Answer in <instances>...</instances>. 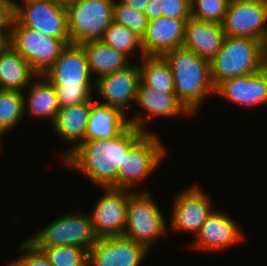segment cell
Masks as SVG:
<instances>
[{"label": "cell", "instance_id": "6da1fadb", "mask_svg": "<svg viewBox=\"0 0 267 266\" xmlns=\"http://www.w3.org/2000/svg\"><path fill=\"white\" fill-rule=\"evenodd\" d=\"M144 133L130 124L116 137L82 142L62 161L99 187L117 188L118 169L123 164L124 154H128L129 148Z\"/></svg>", "mask_w": 267, "mask_h": 266}, {"label": "cell", "instance_id": "7a4b0ae2", "mask_svg": "<svg viewBox=\"0 0 267 266\" xmlns=\"http://www.w3.org/2000/svg\"><path fill=\"white\" fill-rule=\"evenodd\" d=\"M168 62L178 99L194 115L210 94L215 95L210 60L184 47L163 55Z\"/></svg>", "mask_w": 267, "mask_h": 266}, {"label": "cell", "instance_id": "3957f363", "mask_svg": "<svg viewBox=\"0 0 267 266\" xmlns=\"http://www.w3.org/2000/svg\"><path fill=\"white\" fill-rule=\"evenodd\" d=\"M210 67L215 87L226 79L259 72L263 69L262 41L226 36Z\"/></svg>", "mask_w": 267, "mask_h": 266}, {"label": "cell", "instance_id": "277c9868", "mask_svg": "<svg viewBox=\"0 0 267 266\" xmlns=\"http://www.w3.org/2000/svg\"><path fill=\"white\" fill-rule=\"evenodd\" d=\"M98 239L90 215L75 211L59 216L26 240L35 248L72 245L89 251Z\"/></svg>", "mask_w": 267, "mask_h": 266}, {"label": "cell", "instance_id": "5b68a950", "mask_svg": "<svg viewBox=\"0 0 267 266\" xmlns=\"http://www.w3.org/2000/svg\"><path fill=\"white\" fill-rule=\"evenodd\" d=\"M155 134L145 132L129 148L128 154H124L123 164L118 169L117 188L133 191L134 185L147 180L165 159L166 149Z\"/></svg>", "mask_w": 267, "mask_h": 266}, {"label": "cell", "instance_id": "8992f818", "mask_svg": "<svg viewBox=\"0 0 267 266\" xmlns=\"http://www.w3.org/2000/svg\"><path fill=\"white\" fill-rule=\"evenodd\" d=\"M140 192L129 190L126 227L123 236L151 250L155 240L166 233L167 223L149 192Z\"/></svg>", "mask_w": 267, "mask_h": 266}, {"label": "cell", "instance_id": "52a82bcc", "mask_svg": "<svg viewBox=\"0 0 267 266\" xmlns=\"http://www.w3.org/2000/svg\"><path fill=\"white\" fill-rule=\"evenodd\" d=\"M66 8L71 43L101 40L113 21L114 0H79Z\"/></svg>", "mask_w": 267, "mask_h": 266}, {"label": "cell", "instance_id": "ba28073f", "mask_svg": "<svg viewBox=\"0 0 267 266\" xmlns=\"http://www.w3.org/2000/svg\"><path fill=\"white\" fill-rule=\"evenodd\" d=\"M11 45L38 74L43 75L67 45L63 40L24 27L14 20L9 37Z\"/></svg>", "mask_w": 267, "mask_h": 266}, {"label": "cell", "instance_id": "9c48e42d", "mask_svg": "<svg viewBox=\"0 0 267 266\" xmlns=\"http://www.w3.org/2000/svg\"><path fill=\"white\" fill-rule=\"evenodd\" d=\"M15 2V20L45 35L70 44L67 8L58 0H23Z\"/></svg>", "mask_w": 267, "mask_h": 266}, {"label": "cell", "instance_id": "30bf717a", "mask_svg": "<svg viewBox=\"0 0 267 266\" xmlns=\"http://www.w3.org/2000/svg\"><path fill=\"white\" fill-rule=\"evenodd\" d=\"M222 25L226 36L263 42L267 33V0L230 1Z\"/></svg>", "mask_w": 267, "mask_h": 266}, {"label": "cell", "instance_id": "8fae6325", "mask_svg": "<svg viewBox=\"0 0 267 266\" xmlns=\"http://www.w3.org/2000/svg\"><path fill=\"white\" fill-rule=\"evenodd\" d=\"M90 219L96 235L101 237L123 236L126 227L129 190L104 187Z\"/></svg>", "mask_w": 267, "mask_h": 266}, {"label": "cell", "instance_id": "7c38bea8", "mask_svg": "<svg viewBox=\"0 0 267 266\" xmlns=\"http://www.w3.org/2000/svg\"><path fill=\"white\" fill-rule=\"evenodd\" d=\"M43 76L54 87L92 88V76L81 44H67Z\"/></svg>", "mask_w": 267, "mask_h": 266}, {"label": "cell", "instance_id": "4fadbf2b", "mask_svg": "<svg viewBox=\"0 0 267 266\" xmlns=\"http://www.w3.org/2000/svg\"><path fill=\"white\" fill-rule=\"evenodd\" d=\"M139 84L138 63L134 62L124 69L96 77L93 91L99 92L98 95L105 101L103 104L120 109L124 113L129 106H134L132 102L136 100Z\"/></svg>", "mask_w": 267, "mask_h": 266}, {"label": "cell", "instance_id": "5bb4252c", "mask_svg": "<svg viewBox=\"0 0 267 266\" xmlns=\"http://www.w3.org/2000/svg\"><path fill=\"white\" fill-rule=\"evenodd\" d=\"M148 252L125 236L101 237L89 250L88 266H140Z\"/></svg>", "mask_w": 267, "mask_h": 266}, {"label": "cell", "instance_id": "9a60e30c", "mask_svg": "<svg viewBox=\"0 0 267 266\" xmlns=\"http://www.w3.org/2000/svg\"><path fill=\"white\" fill-rule=\"evenodd\" d=\"M211 198L197 185L177 194L173 203L171 226L173 230L197 235L201 226L214 211Z\"/></svg>", "mask_w": 267, "mask_h": 266}, {"label": "cell", "instance_id": "2e32d148", "mask_svg": "<svg viewBox=\"0 0 267 266\" xmlns=\"http://www.w3.org/2000/svg\"><path fill=\"white\" fill-rule=\"evenodd\" d=\"M145 115L126 118V113L101 103L100 99L91 101L86 141L97 139H109L121 134L130 124L148 133L145 125ZM147 130V131H146Z\"/></svg>", "mask_w": 267, "mask_h": 266}, {"label": "cell", "instance_id": "e0dca14e", "mask_svg": "<svg viewBox=\"0 0 267 266\" xmlns=\"http://www.w3.org/2000/svg\"><path fill=\"white\" fill-rule=\"evenodd\" d=\"M215 94L241 107H258L267 103V72L238 76L221 81Z\"/></svg>", "mask_w": 267, "mask_h": 266}, {"label": "cell", "instance_id": "ac0fdd59", "mask_svg": "<svg viewBox=\"0 0 267 266\" xmlns=\"http://www.w3.org/2000/svg\"><path fill=\"white\" fill-rule=\"evenodd\" d=\"M187 20L165 16L149 20L141 38L144 55L163 56L172 49L182 47Z\"/></svg>", "mask_w": 267, "mask_h": 266}, {"label": "cell", "instance_id": "d6986e66", "mask_svg": "<svg viewBox=\"0 0 267 266\" xmlns=\"http://www.w3.org/2000/svg\"><path fill=\"white\" fill-rule=\"evenodd\" d=\"M235 221L223 212L213 211L195 236L194 249L221 250L242 243L244 237Z\"/></svg>", "mask_w": 267, "mask_h": 266}, {"label": "cell", "instance_id": "ffe728a7", "mask_svg": "<svg viewBox=\"0 0 267 266\" xmlns=\"http://www.w3.org/2000/svg\"><path fill=\"white\" fill-rule=\"evenodd\" d=\"M225 37L222 24L190 17L185 23L182 47L211 61L222 48Z\"/></svg>", "mask_w": 267, "mask_h": 266}, {"label": "cell", "instance_id": "44dd1931", "mask_svg": "<svg viewBox=\"0 0 267 266\" xmlns=\"http://www.w3.org/2000/svg\"><path fill=\"white\" fill-rule=\"evenodd\" d=\"M90 111L91 101H88L62 107L57 112L52 128L65 141L72 142L70 149H67L66 153H63L62 160L78 145L86 141V130Z\"/></svg>", "mask_w": 267, "mask_h": 266}, {"label": "cell", "instance_id": "7402d4cb", "mask_svg": "<svg viewBox=\"0 0 267 266\" xmlns=\"http://www.w3.org/2000/svg\"><path fill=\"white\" fill-rule=\"evenodd\" d=\"M37 76L30 64L11 45L0 52V90L23 92Z\"/></svg>", "mask_w": 267, "mask_h": 266}, {"label": "cell", "instance_id": "603a6c76", "mask_svg": "<svg viewBox=\"0 0 267 266\" xmlns=\"http://www.w3.org/2000/svg\"><path fill=\"white\" fill-rule=\"evenodd\" d=\"M34 80L28 96L24 94V114L50 119L53 124L60 109L56 89L43 75Z\"/></svg>", "mask_w": 267, "mask_h": 266}, {"label": "cell", "instance_id": "cb8c5ba5", "mask_svg": "<svg viewBox=\"0 0 267 266\" xmlns=\"http://www.w3.org/2000/svg\"><path fill=\"white\" fill-rule=\"evenodd\" d=\"M138 103L140 107L146 110L148 117L164 116L177 117L179 115H189L192 113L178 99L176 93L157 92L140 82L137 90V96L134 104Z\"/></svg>", "mask_w": 267, "mask_h": 266}, {"label": "cell", "instance_id": "d4e9b609", "mask_svg": "<svg viewBox=\"0 0 267 266\" xmlns=\"http://www.w3.org/2000/svg\"><path fill=\"white\" fill-rule=\"evenodd\" d=\"M89 65L91 75L100 77L124 69L132 62L128 57L115 48L103 43L101 40L82 43Z\"/></svg>", "mask_w": 267, "mask_h": 266}, {"label": "cell", "instance_id": "484cf974", "mask_svg": "<svg viewBox=\"0 0 267 266\" xmlns=\"http://www.w3.org/2000/svg\"><path fill=\"white\" fill-rule=\"evenodd\" d=\"M143 59V60H142ZM140 82L157 92L175 93L170 66L163 56H147L138 61Z\"/></svg>", "mask_w": 267, "mask_h": 266}, {"label": "cell", "instance_id": "4316f807", "mask_svg": "<svg viewBox=\"0 0 267 266\" xmlns=\"http://www.w3.org/2000/svg\"><path fill=\"white\" fill-rule=\"evenodd\" d=\"M24 115V91L0 90V147L2 135L18 125Z\"/></svg>", "mask_w": 267, "mask_h": 266}, {"label": "cell", "instance_id": "83f0119b", "mask_svg": "<svg viewBox=\"0 0 267 266\" xmlns=\"http://www.w3.org/2000/svg\"><path fill=\"white\" fill-rule=\"evenodd\" d=\"M101 41L125 54L128 58L130 57V59L131 55L137 50L141 51V57L144 56L141 37L124 25L114 21L107 27Z\"/></svg>", "mask_w": 267, "mask_h": 266}, {"label": "cell", "instance_id": "f1b7e54d", "mask_svg": "<svg viewBox=\"0 0 267 266\" xmlns=\"http://www.w3.org/2000/svg\"><path fill=\"white\" fill-rule=\"evenodd\" d=\"M42 251L52 266H88L89 251L78 246L64 245L36 248Z\"/></svg>", "mask_w": 267, "mask_h": 266}, {"label": "cell", "instance_id": "f546056e", "mask_svg": "<svg viewBox=\"0 0 267 266\" xmlns=\"http://www.w3.org/2000/svg\"><path fill=\"white\" fill-rule=\"evenodd\" d=\"M228 5V0H191V17L223 24Z\"/></svg>", "mask_w": 267, "mask_h": 266}, {"label": "cell", "instance_id": "4dcf8cb0", "mask_svg": "<svg viewBox=\"0 0 267 266\" xmlns=\"http://www.w3.org/2000/svg\"><path fill=\"white\" fill-rule=\"evenodd\" d=\"M113 21L124 25L131 31H134L141 38L145 34L149 19L143 12H138L129 5L120 1H114Z\"/></svg>", "mask_w": 267, "mask_h": 266}, {"label": "cell", "instance_id": "1f68e13d", "mask_svg": "<svg viewBox=\"0 0 267 266\" xmlns=\"http://www.w3.org/2000/svg\"><path fill=\"white\" fill-rule=\"evenodd\" d=\"M60 108L92 101V88L55 87Z\"/></svg>", "mask_w": 267, "mask_h": 266}, {"label": "cell", "instance_id": "d6a6232c", "mask_svg": "<svg viewBox=\"0 0 267 266\" xmlns=\"http://www.w3.org/2000/svg\"><path fill=\"white\" fill-rule=\"evenodd\" d=\"M23 255L14 262L18 266H52L42 251L37 250L27 240L21 243L18 249Z\"/></svg>", "mask_w": 267, "mask_h": 266}, {"label": "cell", "instance_id": "836d02e7", "mask_svg": "<svg viewBox=\"0 0 267 266\" xmlns=\"http://www.w3.org/2000/svg\"><path fill=\"white\" fill-rule=\"evenodd\" d=\"M162 16L189 19L191 17V0H163Z\"/></svg>", "mask_w": 267, "mask_h": 266}, {"label": "cell", "instance_id": "e575fe53", "mask_svg": "<svg viewBox=\"0 0 267 266\" xmlns=\"http://www.w3.org/2000/svg\"><path fill=\"white\" fill-rule=\"evenodd\" d=\"M15 0H0V31H11L15 20Z\"/></svg>", "mask_w": 267, "mask_h": 266}, {"label": "cell", "instance_id": "d590c367", "mask_svg": "<svg viewBox=\"0 0 267 266\" xmlns=\"http://www.w3.org/2000/svg\"><path fill=\"white\" fill-rule=\"evenodd\" d=\"M162 1L148 0L144 13L149 20L162 17Z\"/></svg>", "mask_w": 267, "mask_h": 266}, {"label": "cell", "instance_id": "8d00e7d4", "mask_svg": "<svg viewBox=\"0 0 267 266\" xmlns=\"http://www.w3.org/2000/svg\"><path fill=\"white\" fill-rule=\"evenodd\" d=\"M119 1L126 5H129L138 12H143V13L145 11L146 5L148 4V0H119Z\"/></svg>", "mask_w": 267, "mask_h": 266}, {"label": "cell", "instance_id": "74e56055", "mask_svg": "<svg viewBox=\"0 0 267 266\" xmlns=\"http://www.w3.org/2000/svg\"><path fill=\"white\" fill-rule=\"evenodd\" d=\"M11 31H0V52L9 45Z\"/></svg>", "mask_w": 267, "mask_h": 266}, {"label": "cell", "instance_id": "f35d334b", "mask_svg": "<svg viewBox=\"0 0 267 266\" xmlns=\"http://www.w3.org/2000/svg\"><path fill=\"white\" fill-rule=\"evenodd\" d=\"M262 50H263V55H267V33L262 42Z\"/></svg>", "mask_w": 267, "mask_h": 266}, {"label": "cell", "instance_id": "ab89813d", "mask_svg": "<svg viewBox=\"0 0 267 266\" xmlns=\"http://www.w3.org/2000/svg\"><path fill=\"white\" fill-rule=\"evenodd\" d=\"M62 5H64L65 7L68 6L69 4H72L74 2H77L79 0H58Z\"/></svg>", "mask_w": 267, "mask_h": 266}, {"label": "cell", "instance_id": "60d3db41", "mask_svg": "<svg viewBox=\"0 0 267 266\" xmlns=\"http://www.w3.org/2000/svg\"><path fill=\"white\" fill-rule=\"evenodd\" d=\"M263 69L267 72V55H263Z\"/></svg>", "mask_w": 267, "mask_h": 266}, {"label": "cell", "instance_id": "b9f144b4", "mask_svg": "<svg viewBox=\"0 0 267 266\" xmlns=\"http://www.w3.org/2000/svg\"><path fill=\"white\" fill-rule=\"evenodd\" d=\"M9 266H18L14 261H12Z\"/></svg>", "mask_w": 267, "mask_h": 266}]
</instances>
